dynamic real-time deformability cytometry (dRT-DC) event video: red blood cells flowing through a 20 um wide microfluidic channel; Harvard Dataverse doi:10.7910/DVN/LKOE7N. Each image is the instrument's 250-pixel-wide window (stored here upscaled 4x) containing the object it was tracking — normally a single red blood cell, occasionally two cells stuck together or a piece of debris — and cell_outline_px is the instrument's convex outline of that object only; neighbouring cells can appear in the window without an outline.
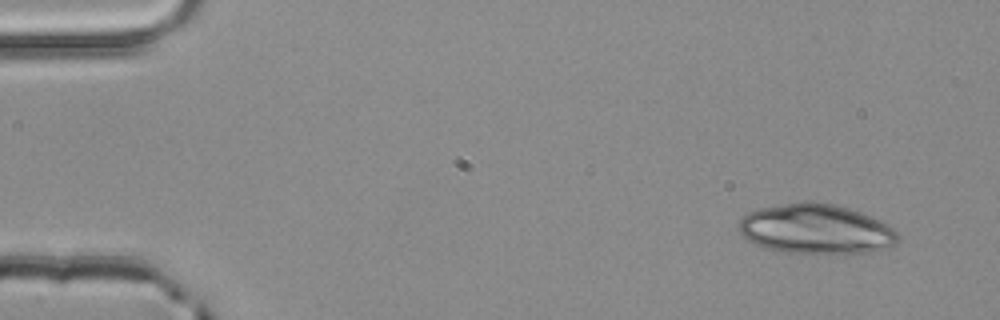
{"species": "common noctule bat (a hibernating species)", "species_latin": "Nyctalus noctula", "temperature_condition": "room temperature", "stored_images_in_passage": 4, "segment_of_instrument_passage": [1, 2], "camera_frame_rate_fps": 3000, "um_per_image_px": 0.085, "animal": {"sex": "male", "body_mass_g": 20.4}, "frame": {"image": 1, "passage_image": 1, "time_ms": 0.0, "image_size_px": [1000, 320], "cell_outline_px": [[900, 240], [896, 244], [884, 248], [868, 252], [784, 252], [768, 248], [756, 244], [748, 240], [740, 232], [740, 220], [748, 212], [760, 208], [804, 200], [812, 200], [832, 204], [848, 208], [860, 212], [888, 224], [900, 236]], "centroid_in_image_um": [69.37, 19.44], "position_along_channel_um": 15.6, "area_um2": 45.66}}